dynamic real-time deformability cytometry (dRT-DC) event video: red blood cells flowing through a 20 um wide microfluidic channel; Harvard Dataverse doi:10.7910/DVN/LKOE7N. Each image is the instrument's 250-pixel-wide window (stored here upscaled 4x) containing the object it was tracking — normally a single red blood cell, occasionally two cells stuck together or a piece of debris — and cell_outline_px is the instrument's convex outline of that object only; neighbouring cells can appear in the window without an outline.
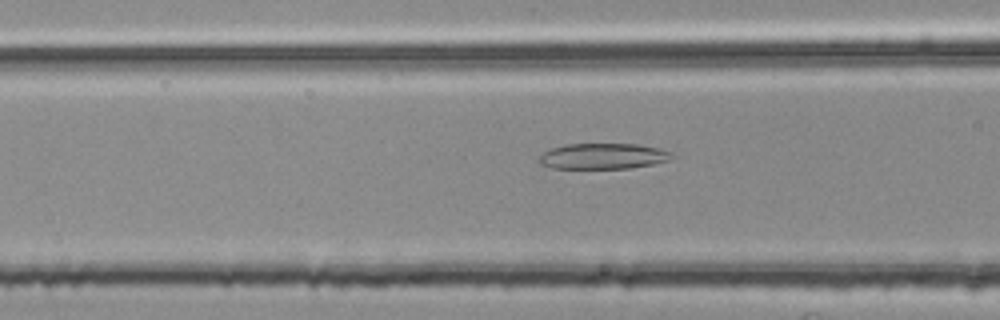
{"species": "common noctule bat (a hibernating species)", "species_latin": "Nyctalus noctula", "temperature_condition": "room temperature", "stored_images_in_passage": 39, "camera_frame_rate_fps": 3000, "um_per_image_px": 0.085, "animal": {"sex": "female", "body_mass_g": 25.1}, "frame": {"image": 1, "passage_image": 6, "time_ms": 1.667, "image_size_px": [1000, 320], "cell_outline_px": [[676, 156], [672, 160], [656, 164], [628, 168], [552, 168], [540, 164], [540, 156], [544, 152], [552, 148], [564, 144], [636, 144], [660, 148], [672, 152]], "centroid_in_image_um": [51.35, 13.27], "position_along_channel_um": 115.3, "area_um2": 20.06}}
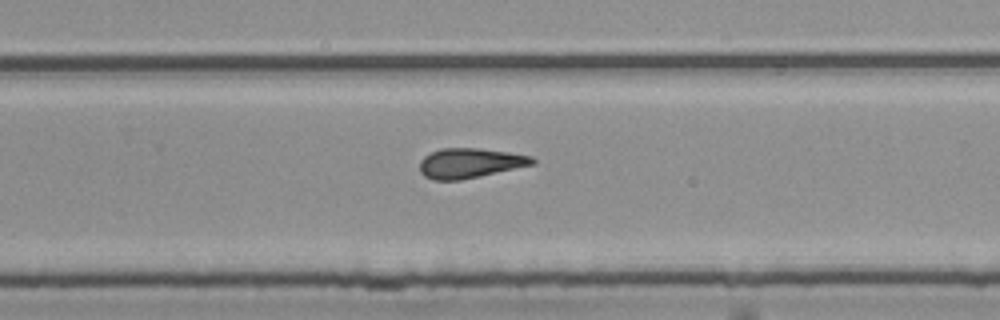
{"frame": {"image": 2, "passage_image": 20, "time_ms": 6.333, "image_size_px": [1000, 320], "cell_outline_px": [[536, 164], [460, 180], [432, 180], [424, 176], [420, 172], [420, 160], [424, 156], [440, 148], [480, 148], [508, 152], [532, 156], [536, 160]], "centroid_in_image_um": [39.94, 13.86], "position_along_channel_um": 289.9, "area_um2": 19.65}}
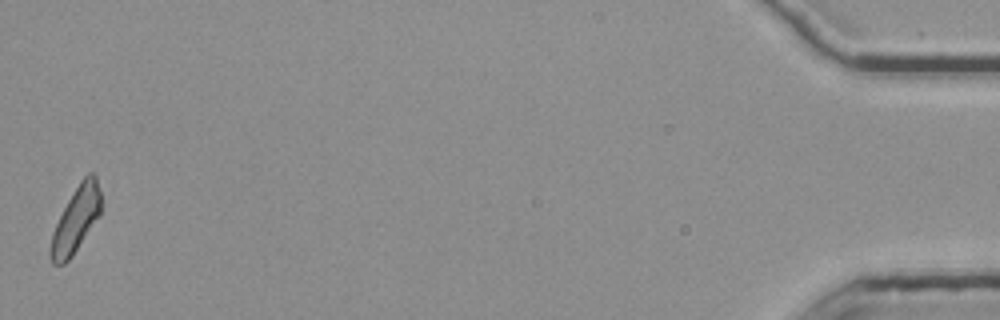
{"frame": {"image": 3, "passage_image": 39, "time_ms": 12.667, "image_size_px": [1000, 320], "cell_outline_px": [[100, 216], [72, 256], [64, 264], [52, 264], [48, 252], [52, 232], [68, 200], [80, 180], [88, 172], [92, 172], [96, 176], [100, 188]], "centroid_in_image_um": [6.44, 18.68], "position_along_channel_um": 428.8, "area_um2": 19.25}, "authors_computed_cell_mechanics": {"area_um2": 19.5942, "velocity_mm_per_s": 3.7397, "shape_relaxation_time_tau1_ms": null, "shape_relaxation_time_tau2_ms": 3.9345, "deformation_change_tau1": null, "deformation_change_tau2": 0.1504}}